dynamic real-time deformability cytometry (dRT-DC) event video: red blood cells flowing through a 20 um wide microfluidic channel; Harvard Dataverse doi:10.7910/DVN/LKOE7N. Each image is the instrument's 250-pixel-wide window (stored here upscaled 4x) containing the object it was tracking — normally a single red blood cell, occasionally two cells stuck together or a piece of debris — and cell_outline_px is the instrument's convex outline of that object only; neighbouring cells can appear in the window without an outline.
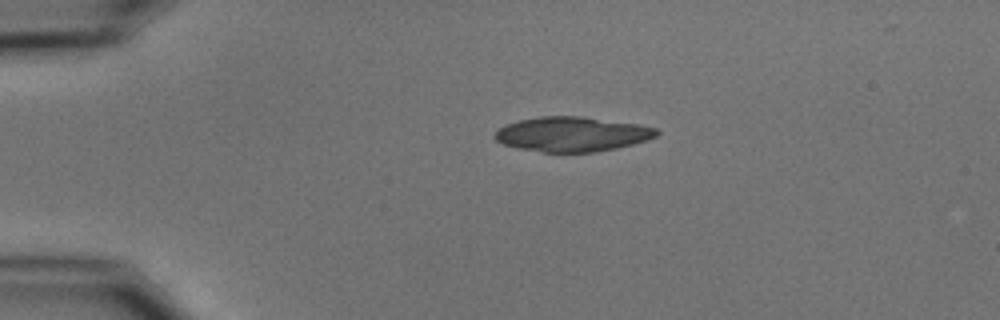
{"species": "common noctule bat (a hibernating species)", "species_latin": "Nyctalus noctula", "temperature_condition": "cold", "stored_images_in_passage": 2, "camera_frame_rate_fps": 3000, "um_per_image_px": 0.085, "animal": {"sex": "male", "body_mass_g": 15.6}, "frame": {"image": 1, "passage_image": 1, "time_ms": 0.0, "image_size_px": [1000, 320], "cell_outline_px": [[660, 132], [656, 136], [648, 140], [616, 148], [596, 152], [544, 152], [520, 148], [504, 144], [496, 140], [496, 132], [500, 128], [508, 124], [520, 120], [540, 116], [580, 116], [636, 124], [656, 128]], "centroid_in_image_um": [48.66, 11.4], "position_along_channel_um": 36.3, "area_um2": 32.31}}